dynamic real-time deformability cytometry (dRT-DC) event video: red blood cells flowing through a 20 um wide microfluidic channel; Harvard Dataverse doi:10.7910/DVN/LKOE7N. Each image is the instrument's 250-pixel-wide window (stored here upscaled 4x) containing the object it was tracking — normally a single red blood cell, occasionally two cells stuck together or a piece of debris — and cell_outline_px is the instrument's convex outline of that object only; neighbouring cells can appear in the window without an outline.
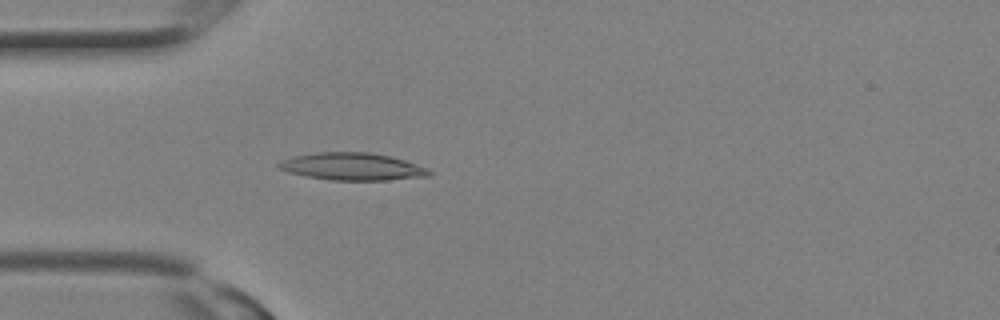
{"species": "Egyptian fruit bat (a non-hibernating species)", "species_latin": "Rousettus aegyptiacus", "temperature_condition": "room temperature", "stored_images_in_passage": 6, "camera_frame_rate_fps": 3000, "um_per_image_px": 0.085, "animal": {"sex": "female"}, "frame": {"image": 1, "passage_image": 4, "time_ms": 1.0, "image_size_px": [1000, 320], "cell_outline_px": [[432, 172], [428, 176], [388, 180], [332, 180], [304, 176], [288, 172], [280, 168], [276, 164], [280, 160], [292, 156], [316, 152], [368, 152], [388, 156], [404, 160], [428, 168]], "centroid_in_image_um": [29.91, 14.16], "position_along_channel_um": 55.1, "area_um2": 23.99}}
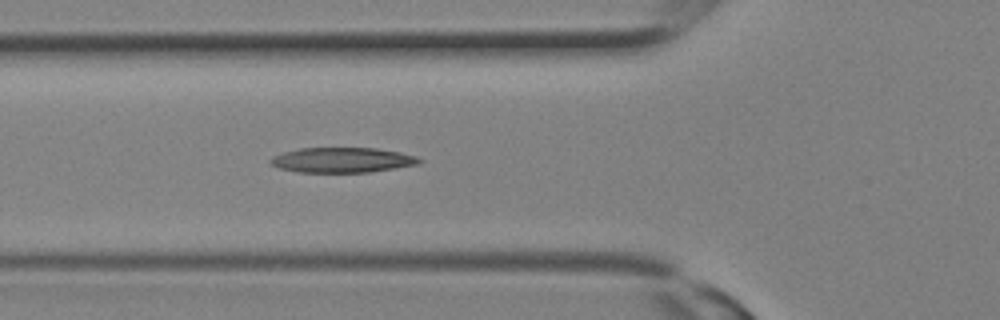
{"frame": {"image": 2, "passage_image": 6, "time_ms": 1.667, "image_size_px": [1000, 320], "cell_outline_px": [[424, 160], [420, 164], [368, 172], [300, 172], [280, 168], [272, 164], [268, 160], [272, 156], [284, 152], [300, 148], [376, 148], [400, 152], [416, 156]], "centroid_in_image_um": [29.11, 13.6], "position_along_channel_um": 96.7, "area_um2": 21.68}}